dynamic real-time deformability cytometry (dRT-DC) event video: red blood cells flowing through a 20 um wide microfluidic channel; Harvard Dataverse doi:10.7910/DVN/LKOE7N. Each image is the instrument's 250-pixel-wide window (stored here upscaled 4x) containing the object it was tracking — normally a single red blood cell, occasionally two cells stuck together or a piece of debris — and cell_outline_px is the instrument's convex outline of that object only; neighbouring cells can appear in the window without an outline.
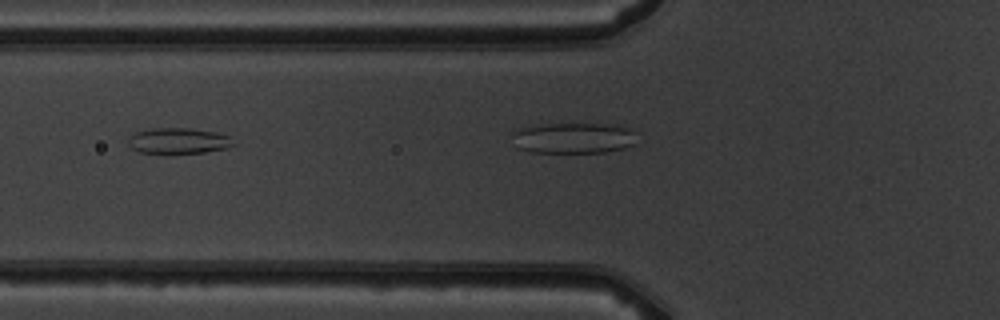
{"species": "common noctule bat (a hibernating species)", "species_latin": "Nyctalus noctula", "temperature_condition": "warm", "stored_images_in_passage": 6, "camera_frame_rate_fps": 3000, "um_per_image_px": 0.085, "animal": {"sex": "male", "body_mass_g": 19.5, "forearm_length_mm": 54.6}, "frame": {"image": 1, "passage_image": 5, "time_ms": 5.333, "image_size_px": [1000, 320], "cell_outline_px": [[236, 144], [224, 148], [204, 152], [172, 156], [140, 152], [132, 148], [128, 144], [128, 136], [136, 132], [152, 128], [192, 128], [216, 132], [228, 136]], "centroid_in_image_um": [15.12, 12.0], "position_along_channel_um": 110.7, "area_um2": 16.42}}